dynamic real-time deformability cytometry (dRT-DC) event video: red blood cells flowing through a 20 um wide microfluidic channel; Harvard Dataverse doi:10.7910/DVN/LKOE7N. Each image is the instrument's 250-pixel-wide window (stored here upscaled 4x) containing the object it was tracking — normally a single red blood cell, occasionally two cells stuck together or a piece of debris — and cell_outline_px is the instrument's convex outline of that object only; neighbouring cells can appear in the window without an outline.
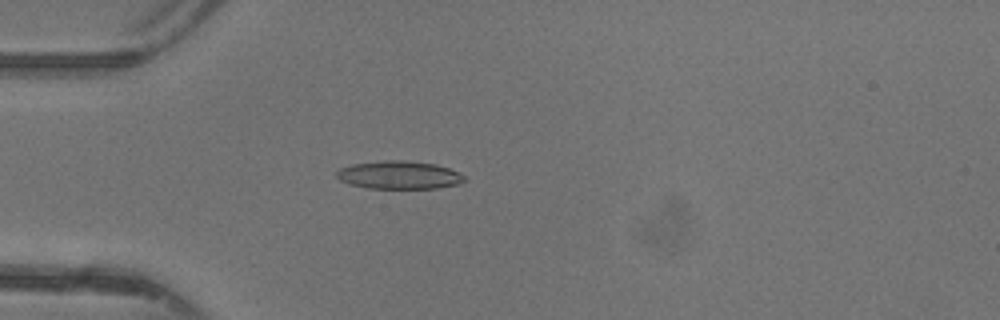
{"species": "common noctule bat (a hibernating species)", "species_latin": "Nyctalus noctula", "temperature_condition": "warm", "stored_images_in_passage": 43, "camera_frame_rate_fps": 3000, "um_per_image_px": 0.085, "animal": {"sex": "female"}, "frame": {"image": 1, "passage_image": 10, "time_ms": 3.0, "image_size_px": [1000, 320], "cell_outline_px": [[468, 180], [460, 184], [436, 188], [368, 188], [348, 184], [340, 180], [336, 176], [336, 172], [340, 168], [352, 164], [384, 160], [404, 160], [436, 164], [448, 168], [464, 176]], "centroid_in_image_um": [33.92, 14.87], "position_along_channel_um": 51.1, "area_um2": 20.92}}
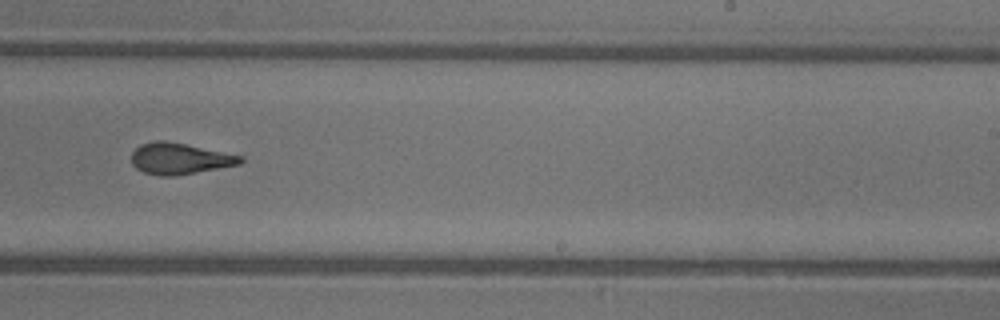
{"frame": {"image": 2, "passage_image": 26, "time_ms": 8.333, "image_size_px": [1000, 320], "cell_outline_px": [[244, 160], [240, 164], [196, 172], [172, 176], [160, 176], [144, 172], [136, 168], [132, 164], [132, 152], [140, 144], [156, 140], [164, 140], [244, 156]], "centroid_in_image_um": [15.26, 13.48], "position_along_channel_um": 273.7, "area_um2": 19.65}}
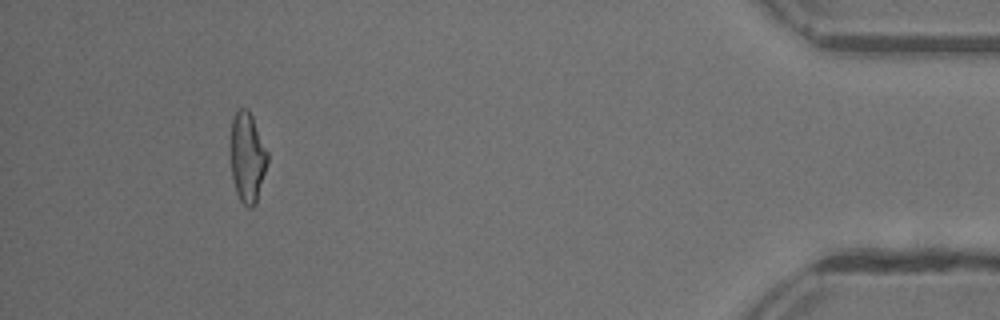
{"frame": {"image": 3, "passage_image": 40, "time_ms": 13.0, "image_size_px": [1000, 320], "cell_outline_px": [[268, 164], [256, 204], [252, 208], [248, 208], [240, 200], [236, 192], [232, 176], [232, 116], [240, 108], [248, 108], [252, 116], [268, 152]], "centroid_in_image_um": [21.06, 13.4], "position_along_channel_um": 414.1, "area_um2": 19.25}, "authors_computed_cell_mechanics": {"area_um2": 20.1722, "velocity_mm_per_s": 4.4219, "shape_relaxation_time_tau1_ms": 7.1062, "shape_relaxation_time_tau2_ms": 1.4856, "deformation_change_tau1": 0.2324, "deformation_change_tau2": 0.1036}}